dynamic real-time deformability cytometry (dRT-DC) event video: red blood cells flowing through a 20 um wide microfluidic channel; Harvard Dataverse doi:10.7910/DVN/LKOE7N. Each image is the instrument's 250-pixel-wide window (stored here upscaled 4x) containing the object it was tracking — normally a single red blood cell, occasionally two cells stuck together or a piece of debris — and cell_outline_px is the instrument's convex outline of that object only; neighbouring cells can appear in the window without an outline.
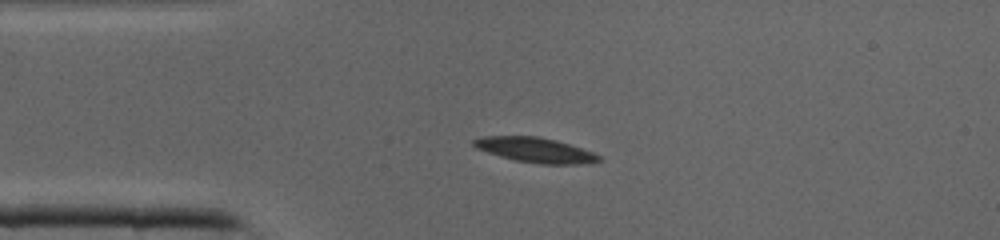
{"species": "common noctule bat (a hibernating species)", "species_latin": "Nyctalus noctula", "temperature_condition": "cold", "stored_images_in_passage": 33, "camera_frame_rate_fps": 3000, "um_per_image_px": 0.085, "animal": {"sex": "male", "body_mass_g": 19.0, "forearm_length_mm": 50.8}, "frame": {"image": 1, "passage_image": 1, "time_ms": 0.0, "image_size_px": [1000, 240], "cell_outline_px": [[604, 160], [576, 164], [544, 164], [516, 160], [500, 156], [476, 148], [472, 144], [472, 140], [484, 136], [536, 136], [556, 140], [592, 152], [600, 156]], "centroid_in_image_um": [45.48, 12.74], "position_along_channel_um": 39.5, "area_um2": 17.86}}
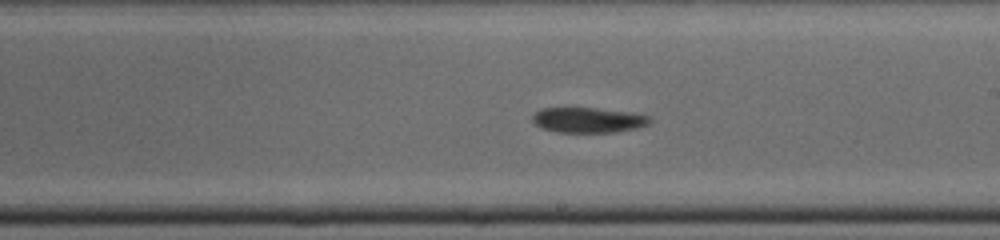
{"frame": {"image": 2, "passage_image": 15, "time_ms": 4.667, "image_size_px": [1000, 240], "cell_outline_px": [[652, 124], [636, 128], [616, 132], [556, 132], [544, 128], [536, 124], [532, 120], [532, 116], [540, 108], [596, 108], [628, 112], [648, 116], [652, 120]], "centroid_in_image_um": [50.02, 10.2], "position_along_channel_um": 239.0, "area_um2": 17.17}}
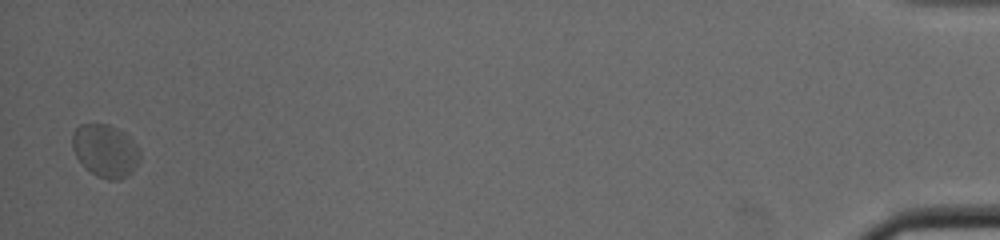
{"frame": {"image": 3, "passage_image": 33, "time_ms": 10.667, "image_size_px": [1000, 240], "cell_outline_px": [[140, 160], [136, 168], [128, 176], [120, 180], [108, 180], [96, 176], [76, 156], [72, 148], [72, 132], [80, 124], [108, 124], [124, 132], [136, 144], [140, 152]], "centroid_in_image_um": [8.98, 12.82], "position_along_channel_um": 426.2, "area_um2": 20.87}}